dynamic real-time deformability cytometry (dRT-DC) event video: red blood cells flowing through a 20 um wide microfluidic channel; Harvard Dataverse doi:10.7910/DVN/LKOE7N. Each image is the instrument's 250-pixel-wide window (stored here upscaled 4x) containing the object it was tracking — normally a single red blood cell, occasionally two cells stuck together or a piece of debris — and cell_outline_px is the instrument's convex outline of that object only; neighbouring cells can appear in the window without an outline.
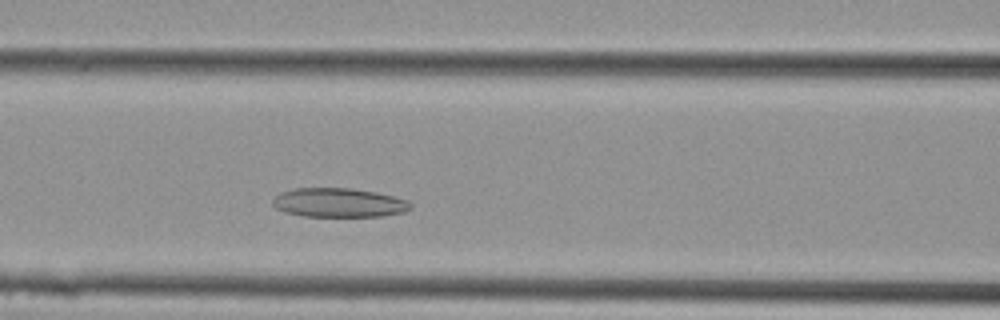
{"species": "Egyptian fruit bat (a non-hibernating species)", "species_latin": "Rousettus aegyptiacus", "temperature_condition": "cold", "stored_images_in_passage": 6, "camera_frame_rate_fps": 3000, "um_per_image_px": 0.085, "animal": {"sex": "female"}, "frame": {"image": 1, "passage_image": 6, "time_ms": 1.667, "image_size_px": [1000, 320], "cell_outline_px": [[412, 204], [404, 212], [384, 216], [304, 216], [284, 212], [276, 208], [272, 204], [272, 200], [280, 192], [296, 188], [348, 188], [376, 192], [408, 200]], "centroid_in_image_um": [28.77, 17.22], "position_along_channel_um": 137.8, "area_um2": 23.29}}